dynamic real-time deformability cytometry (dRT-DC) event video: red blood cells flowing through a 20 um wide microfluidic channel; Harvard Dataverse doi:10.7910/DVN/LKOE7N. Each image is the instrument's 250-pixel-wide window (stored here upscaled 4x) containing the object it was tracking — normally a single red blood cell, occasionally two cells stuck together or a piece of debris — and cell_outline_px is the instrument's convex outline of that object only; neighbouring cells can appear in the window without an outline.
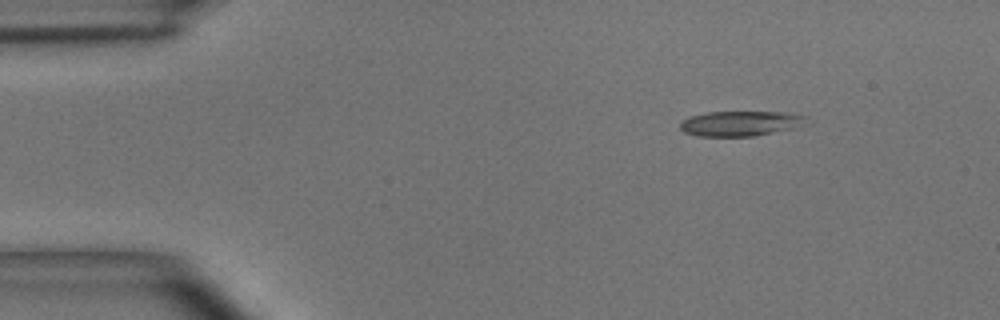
{"species": "common noctule bat (a hibernating species)", "species_latin": "Nyctalus noctula", "temperature_condition": "room temperature", "stored_images_in_passage": 4, "camera_frame_rate_fps": 3000, "um_per_image_px": 0.085, "animal": {"sex": "male", "body_mass_g": 15.6}, "frame": {"image": 1, "passage_image": 2, "time_ms": 0.333, "image_size_px": [1000, 320], "cell_outline_px": [[808, 116], [796, 128], [752, 136], [700, 136], [684, 132], [680, 128], [680, 120], [692, 116], [708, 112], [788, 112]], "centroid_in_image_um": [62.91, 10.49], "position_along_channel_um": 22.1, "area_um2": 18.26}}
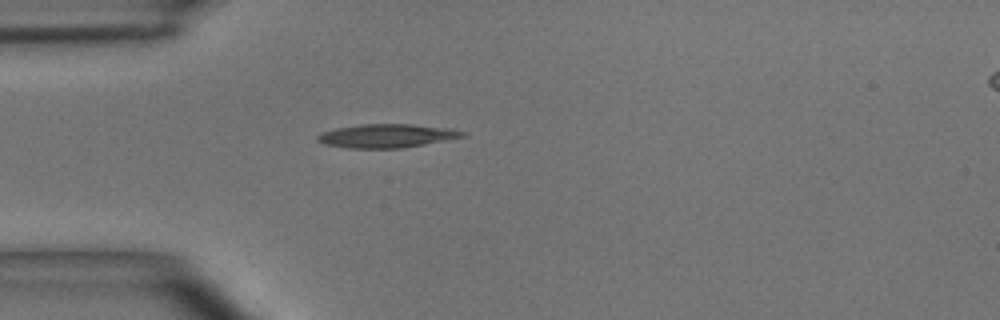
{"frame": {"image": 2, "passage_image": 4, "time_ms": 1.0, "image_size_px": [1000, 320], "cell_outline_px": [[468, 136], [424, 144], [400, 148], [348, 148], [324, 144], [316, 140], [316, 136], [320, 132], [336, 128], [360, 124], [412, 124], [452, 128], [468, 132]], "centroid_in_image_um": [32.9, 11.54], "position_along_channel_um": 52.1, "area_um2": 20.17}}